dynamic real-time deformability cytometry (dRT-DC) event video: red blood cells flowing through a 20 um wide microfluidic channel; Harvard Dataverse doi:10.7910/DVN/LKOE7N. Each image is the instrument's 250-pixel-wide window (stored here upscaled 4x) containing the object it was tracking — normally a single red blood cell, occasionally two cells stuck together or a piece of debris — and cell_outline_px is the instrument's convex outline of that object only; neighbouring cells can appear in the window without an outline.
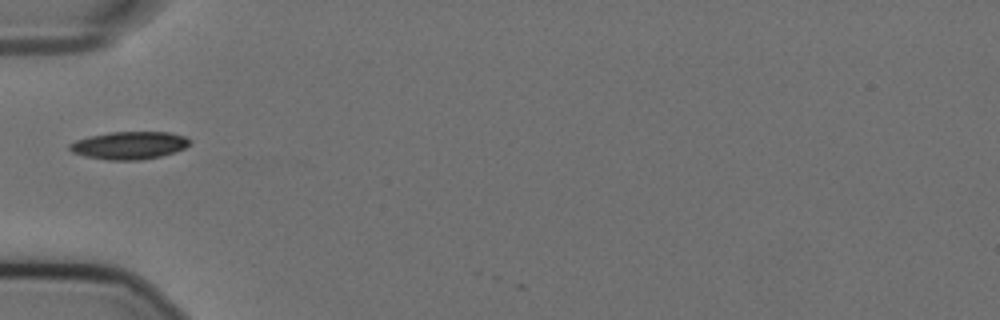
{"species": "Egyptian fruit bat (a non-hibernating species)", "species_latin": "Rousettus aegyptiacus", "temperature_condition": "cold", "stored_images_in_passage": 38, "camera_frame_rate_fps": 3000, "um_per_image_px": 0.085, "animal": {"sex": "female"}, "frame": {"image": 1, "passage_image": 1, "time_ms": 0.0, "image_size_px": [1000, 320], "cell_outline_px": [[192, 144], [184, 148], [160, 156], [140, 160], [108, 160], [84, 156], [72, 152], [68, 148], [68, 144], [76, 140], [88, 136], [108, 132], [168, 132], [184, 136], [192, 140]], "centroid_in_image_um": [10.97, 12.35], "position_along_channel_um": 74.0, "area_um2": 19.48}}
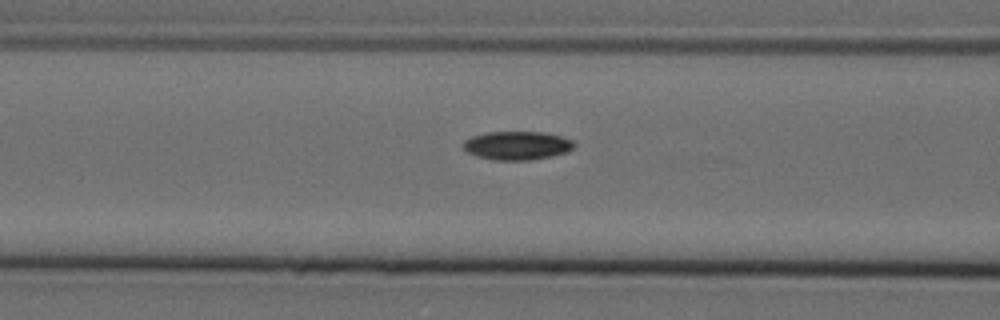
{"frame": {"image": 2, "passage_image": 5, "time_ms": 1.333, "image_size_px": [1000, 320], "cell_outline_px": [[576, 144], [568, 152], [552, 156], [528, 160], [492, 160], [476, 156], [468, 152], [464, 148], [464, 140], [472, 136], [488, 132], [544, 132], [560, 136], [572, 140]], "centroid_in_image_um": [43.96, 12.37], "position_along_channel_um": 122.6, "area_um2": 18.44}}
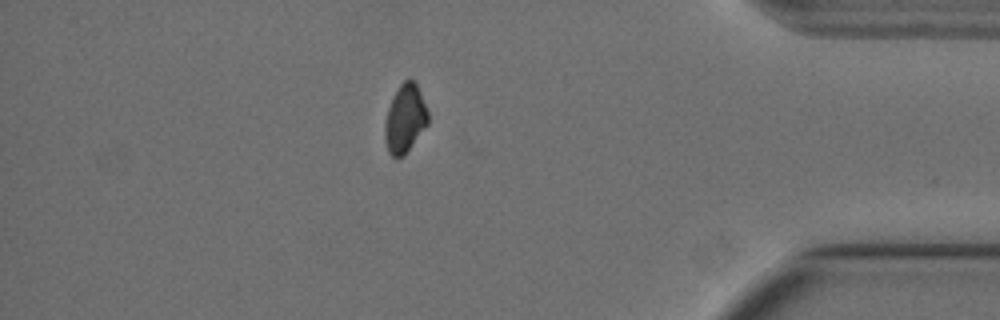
{"frame": {"image": 3, "passage_image": 31, "time_ms": 10.0, "image_size_px": [1000, 320], "cell_outline_px": [[428, 124], [404, 156], [396, 160], [388, 152], [384, 140], [384, 124], [388, 108], [400, 84], [404, 80], [412, 80], [416, 84], [420, 92], [428, 112]], "centroid_in_image_um": [34.41, 10.15], "position_along_channel_um": 400.8, "area_um2": 17.17}, "authors_computed_cell_mechanics": {"area_um2": 18.207, "velocity_mm_per_s": 3.5924, "shape_relaxation_time_tau1_ms": 4.4532, "shape_relaxation_time_tau2_ms": null, "deformation_change_tau1": 0.1238, "deformation_change_tau2": null}}